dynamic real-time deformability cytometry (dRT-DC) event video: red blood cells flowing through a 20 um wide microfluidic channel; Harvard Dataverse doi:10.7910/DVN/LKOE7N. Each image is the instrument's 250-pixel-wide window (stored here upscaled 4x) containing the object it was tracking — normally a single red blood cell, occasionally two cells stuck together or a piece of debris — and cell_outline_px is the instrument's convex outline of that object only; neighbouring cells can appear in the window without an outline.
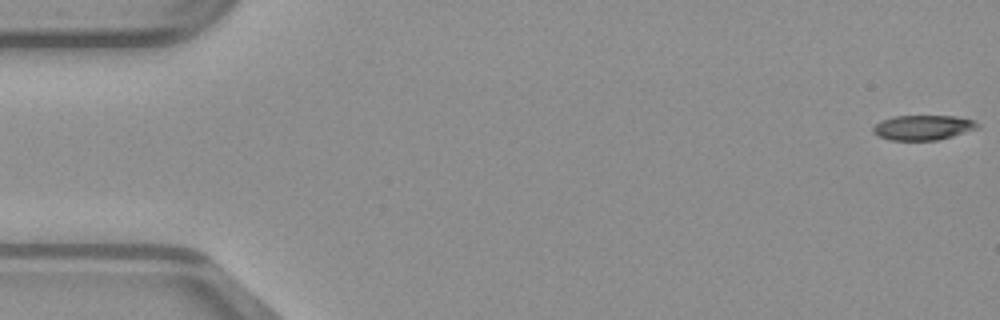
{"species": "common noctule bat (a hibernating species)", "species_latin": "Nyctalus noctula", "temperature_condition": "warm", "stored_images_in_passage": 6, "camera_frame_rate_fps": 3000, "um_per_image_px": 0.085, "animal": {"sex": "male", "body_mass_g": 23.1, "forearm_length_mm": 52.7}, "frame": {"image": 1, "passage_image": 1, "time_ms": 0.0, "image_size_px": [1000, 320], "cell_outline_px": [[980, 128], [952, 136], [936, 140], [888, 140], [872, 132], [872, 128], [880, 120], [892, 116], [956, 116], [972, 120], [980, 124]], "centroid_in_image_um": [78.45, 10.83], "position_along_channel_um": 6.6, "area_um2": 15.2}}